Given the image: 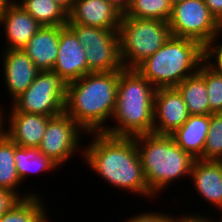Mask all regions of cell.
<instances>
[{
    "mask_svg": "<svg viewBox=\"0 0 222 222\" xmlns=\"http://www.w3.org/2000/svg\"><path fill=\"white\" fill-rule=\"evenodd\" d=\"M92 135L84 147L83 161L91 172H95L110 187L126 190L146 198L154 195L148 188L143 167L139 158L134 137L113 136L104 132L87 133Z\"/></svg>",
    "mask_w": 222,
    "mask_h": 222,
    "instance_id": "obj_1",
    "label": "cell"
},
{
    "mask_svg": "<svg viewBox=\"0 0 222 222\" xmlns=\"http://www.w3.org/2000/svg\"><path fill=\"white\" fill-rule=\"evenodd\" d=\"M118 80L116 70L89 73L68 83L64 112L86 133L104 132L115 111Z\"/></svg>",
    "mask_w": 222,
    "mask_h": 222,
    "instance_id": "obj_2",
    "label": "cell"
},
{
    "mask_svg": "<svg viewBox=\"0 0 222 222\" xmlns=\"http://www.w3.org/2000/svg\"><path fill=\"white\" fill-rule=\"evenodd\" d=\"M156 88L136 69L119 70L116 107L104 133L135 137L153 133V112Z\"/></svg>",
    "mask_w": 222,
    "mask_h": 222,
    "instance_id": "obj_3",
    "label": "cell"
},
{
    "mask_svg": "<svg viewBox=\"0 0 222 222\" xmlns=\"http://www.w3.org/2000/svg\"><path fill=\"white\" fill-rule=\"evenodd\" d=\"M134 138L145 180L155 197L173 182L190 176L195 159L171 135L149 133Z\"/></svg>",
    "mask_w": 222,
    "mask_h": 222,
    "instance_id": "obj_4",
    "label": "cell"
},
{
    "mask_svg": "<svg viewBox=\"0 0 222 222\" xmlns=\"http://www.w3.org/2000/svg\"><path fill=\"white\" fill-rule=\"evenodd\" d=\"M206 58L207 49L196 40L171 35L135 69L156 89L177 87L196 73Z\"/></svg>",
    "mask_w": 222,
    "mask_h": 222,
    "instance_id": "obj_5",
    "label": "cell"
},
{
    "mask_svg": "<svg viewBox=\"0 0 222 222\" xmlns=\"http://www.w3.org/2000/svg\"><path fill=\"white\" fill-rule=\"evenodd\" d=\"M121 61L125 69H135L170 38L169 22L122 16L118 27Z\"/></svg>",
    "mask_w": 222,
    "mask_h": 222,
    "instance_id": "obj_6",
    "label": "cell"
},
{
    "mask_svg": "<svg viewBox=\"0 0 222 222\" xmlns=\"http://www.w3.org/2000/svg\"><path fill=\"white\" fill-rule=\"evenodd\" d=\"M169 27L172 36L196 40L206 49L222 33V25L203 0H185L175 4Z\"/></svg>",
    "mask_w": 222,
    "mask_h": 222,
    "instance_id": "obj_7",
    "label": "cell"
},
{
    "mask_svg": "<svg viewBox=\"0 0 222 222\" xmlns=\"http://www.w3.org/2000/svg\"><path fill=\"white\" fill-rule=\"evenodd\" d=\"M67 82L56 72L40 71L28 89L10 105L23 113L57 116L64 112Z\"/></svg>",
    "mask_w": 222,
    "mask_h": 222,
    "instance_id": "obj_8",
    "label": "cell"
},
{
    "mask_svg": "<svg viewBox=\"0 0 222 222\" xmlns=\"http://www.w3.org/2000/svg\"><path fill=\"white\" fill-rule=\"evenodd\" d=\"M85 48L88 74L123 70L118 30L67 23Z\"/></svg>",
    "mask_w": 222,
    "mask_h": 222,
    "instance_id": "obj_9",
    "label": "cell"
},
{
    "mask_svg": "<svg viewBox=\"0 0 222 222\" xmlns=\"http://www.w3.org/2000/svg\"><path fill=\"white\" fill-rule=\"evenodd\" d=\"M87 134L70 116L65 112L49 119L43 139L38 146L48 158L60 167L66 165L73 155L81 154L84 157V145L81 137ZM82 149V150H80Z\"/></svg>",
    "mask_w": 222,
    "mask_h": 222,
    "instance_id": "obj_10",
    "label": "cell"
},
{
    "mask_svg": "<svg viewBox=\"0 0 222 222\" xmlns=\"http://www.w3.org/2000/svg\"><path fill=\"white\" fill-rule=\"evenodd\" d=\"M189 115L184 99L176 87L156 90L153 133L170 135L185 123Z\"/></svg>",
    "mask_w": 222,
    "mask_h": 222,
    "instance_id": "obj_11",
    "label": "cell"
},
{
    "mask_svg": "<svg viewBox=\"0 0 222 222\" xmlns=\"http://www.w3.org/2000/svg\"><path fill=\"white\" fill-rule=\"evenodd\" d=\"M52 71L58 73L67 84L88 74L85 48L68 25L60 26L58 55Z\"/></svg>",
    "mask_w": 222,
    "mask_h": 222,
    "instance_id": "obj_12",
    "label": "cell"
},
{
    "mask_svg": "<svg viewBox=\"0 0 222 222\" xmlns=\"http://www.w3.org/2000/svg\"><path fill=\"white\" fill-rule=\"evenodd\" d=\"M0 58L3 79L11 103L31 85L40 72L23 50H3Z\"/></svg>",
    "mask_w": 222,
    "mask_h": 222,
    "instance_id": "obj_13",
    "label": "cell"
},
{
    "mask_svg": "<svg viewBox=\"0 0 222 222\" xmlns=\"http://www.w3.org/2000/svg\"><path fill=\"white\" fill-rule=\"evenodd\" d=\"M9 113L0 108V113L4 117L6 125V135L18 146L21 147H38L43 139L47 123L51 116H45L34 113L17 112L12 106L9 107ZM9 119V120H8Z\"/></svg>",
    "mask_w": 222,
    "mask_h": 222,
    "instance_id": "obj_14",
    "label": "cell"
},
{
    "mask_svg": "<svg viewBox=\"0 0 222 222\" xmlns=\"http://www.w3.org/2000/svg\"><path fill=\"white\" fill-rule=\"evenodd\" d=\"M0 25H3L7 42L3 50H22L42 27L17 2L0 13Z\"/></svg>",
    "mask_w": 222,
    "mask_h": 222,
    "instance_id": "obj_15",
    "label": "cell"
},
{
    "mask_svg": "<svg viewBox=\"0 0 222 222\" xmlns=\"http://www.w3.org/2000/svg\"><path fill=\"white\" fill-rule=\"evenodd\" d=\"M122 13L105 0H76L68 22L107 30H118Z\"/></svg>",
    "mask_w": 222,
    "mask_h": 222,
    "instance_id": "obj_16",
    "label": "cell"
},
{
    "mask_svg": "<svg viewBox=\"0 0 222 222\" xmlns=\"http://www.w3.org/2000/svg\"><path fill=\"white\" fill-rule=\"evenodd\" d=\"M189 179L203 202L207 201L222 212V162L195 159Z\"/></svg>",
    "mask_w": 222,
    "mask_h": 222,
    "instance_id": "obj_17",
    "label": "cell"
},
{
    "mask_svg": "<svg viewBox=\"0 0 222 222\" xmlns=\"http://www.w3.org/2000/svg\"><path fill=\"white\" fill-rule=\"evenodd\" d=\"M60 26H42L22 49L39 71H50L56 63Z\"/></svg>",
    "mask_w": 222,
    "mask_h": 222,
    "instance_id": "obj_18",
    "label": "cell"
},
{
    "mask_svg": "<svg viewBox=\"0 0 222 222\" xmlns=\"http://www.w3.org/2000/svg\"><path fill=\"white\" fill-rule=\"evenodd\" d=\"M210 122L211 114L189 115L185 123L170 135L175 143L194 159L203 160Z\"/></svg>",
    "mask_w": 222,
    "mask_h": 222,
    "instance_id": "obj_19",
    "label": "cell"
},
{
    "mask_svg": "<svg viewBox=\"0 0 222 222\" xmlns=\"http://www.w3.org/2000/svg\"><path fill=\"white\" fill-rule=\"evenodd\" d=\"M14 161L17 174L23 182L26 179L42 172H54L59 166L48 158L38 147H21L15 148ZM52 171V172H51ZM30 173V174H29Z\"/></svg>",
    "mask_w": 222,
    "mask_h": 222,
    "instance_id": "obj_20",
    "label": "cell"
},
{
    "mask_svg": "<svg viewBox=\"0 0 222 222\" xmlns=\"http://www.w3.org/2000/svg\"><path fill=\"white\" fill-rule=\"evenodd\" d=\"M17 146L7 135L0 140V189L11 191L20 199H26L37 194L28 191L26 194H19L18 190L19 186H22V181L17 174L14 161Z\"/></svg>",
    "mask_w": 222,
    "mask_h": 222,
    "instance_id": "obj_21",
    "label": "cell"
},
{
    "mask_svg": "<svg viewBox=\"0 0 222 222\" xmlns=\"http://www.w3.org/2000/svg\"><path fill=\"white\" fill-rule=\"evenodd\" d=\"M181 93L190 115L212 114L205 79L197 71L176 87Z\"/></svg>",
    "mask_w": 222,
    "mask_h": 222,
    "instance_id": "obj_22",
    "label": "cell"
},
{
    "mask_svg": "<svg viewBox=\"0 0 222 222\" xmlns=\"http://www.w3.org/2000/svg\"><path fill=\"white\" fill-rule=\"evenodd\" d=\"M17 3L41 26H65L68 13L53 0H18Z\"/></svg>",
    "mask_w": 222,
    "mask_h": 222,
    "instance_id": "obj_23",
    "label": "cell"
},
{
    "mask_svg": "<svg viewBox=\"0 0 222 222\" xmlns=\"http://www.w3.org/2000/svg\"><path fill=\"white\" fill-rule=\"evenodd\" d=\"M41 194L21 199L0 217V222H49L45 203Z\"/></svg>",
    "mask_w": 222,
    "mask_h": 222,
    "instance_id": "obj_24",
    "label": "cell"
},
{
    "mask_svg": "<svg viewBox=\"0 0 222 222\" xmlns=\"http://www.w3.org/2000/svg\"><path fill=\"white\" fill-rule=\"evenodd\" d=\"M172 7L169 0H130L127 10L122 16L169 22Z\"/></svg>",
    "mask_w": 222,
    "mask_h": 222,
    "instance_id": "obj_25",
    "label": "cell"
},
{
    "mask_svg": "<svg viewBox=\"0 0 222 222\" xmlns=\"http://www.w3.org/2000/svg\"><path fill=\"white\" fill-rule=\"evenodd\" d=\"M198 72L205 79L210 110L212 113H222V70L206 58Z\"/></svg>",
    "mask_w": 222,
    "mask_h": 222,
    "instance_id": "obj_26",
    "label": "cell"
},
{
    "mask_svg": "<svg viewBox=\"0 0 222 222\" xmlns=\"http://www.w3.org/2000/svg\"><path fill=\"white\" fill-rule=\"evenodd\" d=\"M203 160H222V113H212Z\"/></svg>",
    "mask_w": 222,
    "mask_h": 222,
    "instance_id": "obj_27",
    "label": "cell"
},
{
    "mask_svg": "<svg viewBox=\"0 0 222 222\" xmlns=\"http://www.w3.org/2000/svg\"><path fill=\"white\" fill-rule=\"evenodd\" d=\"M152 212L147 211L146 213L142 212L140 214H136L126 219L125 222H176L181 216V215L172 216L170 214V211L169 214L167 213L165 214L164 212L163 213L160 212L157 213L155 211Z\"/></svg>",
    "mask_w": 222,
    "mask_h": 222,
    "instance_id": "obj_28",
    "label": "cell"
},
{
    "mask_svg": "<svg viewBox=\"0 0 222 222\" xmlns=\"http://www.w3.org/2000/svg\"><path fill=\"white\" fill-rule=\"evenodd\" d=\"M222 33L214 40L207 49V58L222 70ZM218 40V41H217ZM221 41V42H220Z\"/></svg>",
    "mask_w": 222,
    "mask_h": 222,
    "instance_id": "obj_29",
    "label": "cell"
},
{
    "mask_svg": "<svg viewBox=\"0 0 222 222\" xmlns=\"http://www.w3.org/2000/svg\"><path fill=\"white\" fill-rule=\"evenodd\" d=\"M21 199L13 192L0 189V217Z\"/></svg>",
    "mask_w": 222,
    "mask_h": 222,
    "instance_id": "obj_30",
    "label": "cell"
},
{
    "mask_svg": "<svg viewBox=\"0 0 222 222\" xmlns=\"http://www.w3.org/2000/svg\"><path fill=\"white\" fill-rule=\"evenodd\" d=\"M215 19L222 25V0H203Z\"/></svg>",
    "mask_w": 222,
    "mask_h": 222,
    "instance_id": "obj_31",
    "label": "cell"
},
{
    "mask_svg": "<svg viewBox=\"0 0 222 222\" xmlns=\"http://www.w3.org/2000/svg\"><path fill=\"white\" fill-rule=\"evenodd\" d=\"M220 214L222 215V212H220ZM184 217H186V218H192V219H198L200 222H222V217H215V219L214 218H210V216L208 217V215H206V216H204V213L202 214L201 213V215H199L198 213L197 214H182ZM216 218L217 219H219V220H217L216 221Z\"/></svg>",
    "mask_w": 222,
    "mask_h": 222,
    "instance_id": "obj_32",
    "label": "cell"
},
{
    "mask_svg": "<svg viewBox=\"0 0 222 222\" xmlns=\"http://www.w3.org/2000/svg\"><path fill=\"white\" fill-rule=\"evenodd\" d=\"M107 3L113 5L118 9L122 14L127 10L130 0H105Z\"/></svg>",
    "mask_w": 222,
    "mask_h": 222,
    "instance_id": "obj_33",
    "label": "cell"
},
{
    "mask_svg": "<svg viewBox=\"0 0 222 222\" xmlns=\"http://www.w3.org/2000/svg\"><path fill=\"white\" fill-rule=\"evenodd\" d=\"M61 6L67 13L71 11L76 0H53Z\"/></svg>",
    "mask_w": 222,
    "mask_h": 222,
    "instance_id": "obj_34",
    "label": "cell"
},
{
    "mask_svg": "<svg viewBox=\"0 0 222 222\" xmlns=\"http://www.w3.org/2000/svg\"><path fill=\"white\" fill-rule=\"evenodd\" d=\"M4 116L0 113V140L6 135V127H5Z\"/></svg>",
    "mask_w": 222,
    "mask_h": 222,
    "instance_id": "obj_35",
    "label": "cell"
},
{
    "mask_svg": "<svg viewBox=\"0 0 222 222\" xmlns=\"http://www.w3.org/2000/svg\"><path fill=\"white\" fill-rule=\"evenodd\" d=\"M12 0H0V13L10 4H12Z\"/></svg>",
    "mask_w": 222,
    "mask_h": 222,
    "instance_id": "obj_36",
    "label": "cell"
},
{
    "mask_svg": "<svg viewBox=\"0 0 222 222\" xmlns=\"http://www.w3.org/2000/svg\"><path fill=\"white\" fill-rule=\"evenodd\" d=\"M176 222H200V221L198 219L186 218L181 215Z\"/></svg>",
    "mask_w": 222,
    "mask_h": 222,
    "instance_id": "obj_37",
    "label": "cell"
},
{
    "mask_svg": "<svg viewBox=\"0 0 222 222\" xmlns=\"http://www.w3.org/2000/svg\"><path fill=\"white\" fill-rule=\"evenodd\" d=\"M182 1H185V0H169L170 4H171L172 6H174L175 4L180 3V2H182Z\"/></svg>",
    "mask_w": 222,
    "mask_h": 222,
    "instance_id": "obj_38",
    "label": "cell"
}]
</instances>
